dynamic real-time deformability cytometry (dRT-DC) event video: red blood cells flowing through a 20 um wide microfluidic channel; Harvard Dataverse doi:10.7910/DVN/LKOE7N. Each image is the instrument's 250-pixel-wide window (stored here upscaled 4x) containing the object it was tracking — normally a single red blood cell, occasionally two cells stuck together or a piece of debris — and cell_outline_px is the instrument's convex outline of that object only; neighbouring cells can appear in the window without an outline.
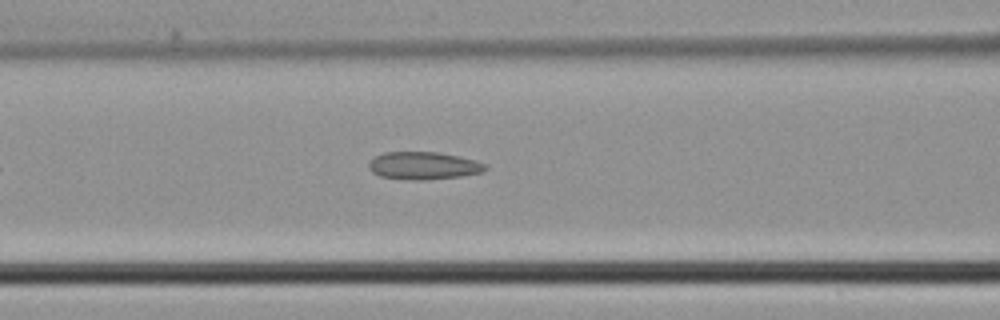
{"species": "common noctule bat (a hibernating species)", "species_latin": "Nyctalus noctula", "temperature_condition": "cold", "stored_images_in_passage": 5, "camera_frame_rate_fps": 3000, "um_per_image_px": 0.085, "animal": {"sex": "male", "body_mass_g": 21.5, "forearm_length_mm": 52.0}, "frame": {"image": 1, "passage_image": 5, "time_ms": 1.333, "image_size_px": [1000, 320], "cell_outline_px": [[488, 168], [480, 172], [460, 176], [420, 180], [416, 180], [380, 176], [372, 172], [368, 168], [368, 164], [372, 156], [384, 152], [436, 152], [456, 156], [488, 164]], "centroid_in_image_um": [35.94, 14.07], "position_along_channel_um": 130.7, "area_um2": 18.55}}